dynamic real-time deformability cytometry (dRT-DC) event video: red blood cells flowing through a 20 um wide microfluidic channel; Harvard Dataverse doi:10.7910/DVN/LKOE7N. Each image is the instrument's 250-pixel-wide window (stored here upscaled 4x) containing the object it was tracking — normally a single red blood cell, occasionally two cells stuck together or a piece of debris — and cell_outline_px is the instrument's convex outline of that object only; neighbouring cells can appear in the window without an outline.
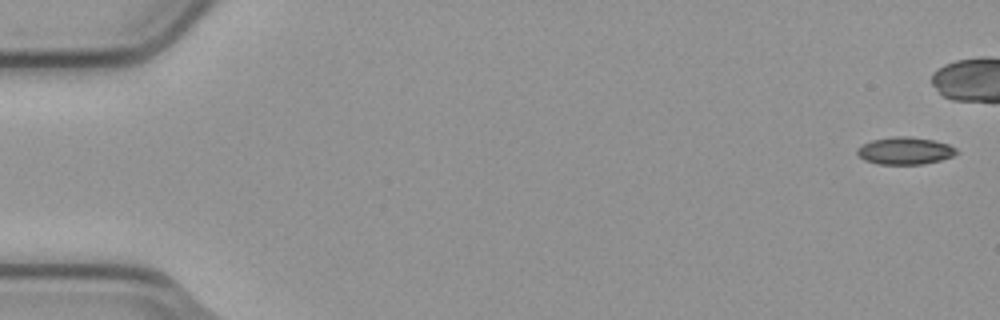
{"species": "common noctule bat (a hibernating species)", "species_latin": "Nyctalus noctula", "temperature_condition": "cold", "stored_images_in_passage": 7, "camera_frame_rate_fps": 3000, "um_per_image_px": 0.085, "animal": {"sex": "male", "body_mass_g": 23.1, "forearm_length_mm": 52.7}, "frame": {"image": 1, "passage_image": 1, "time_ms": 0.0, "image_size_px": [1000, 320], "cell_outline_px": [[960, 152], [952, 156], [940, 160], [920, 164], [880, 164], [864, 160], [856, 152], [856, 148], [872, 140], [892, 136], [908, 136], [932, 140], [948, 144], [956, 148]], "centroid_in_image_um": [76.92, 12.81], "position_along_channel_um": 8.1, "area_um2": 15.72}}